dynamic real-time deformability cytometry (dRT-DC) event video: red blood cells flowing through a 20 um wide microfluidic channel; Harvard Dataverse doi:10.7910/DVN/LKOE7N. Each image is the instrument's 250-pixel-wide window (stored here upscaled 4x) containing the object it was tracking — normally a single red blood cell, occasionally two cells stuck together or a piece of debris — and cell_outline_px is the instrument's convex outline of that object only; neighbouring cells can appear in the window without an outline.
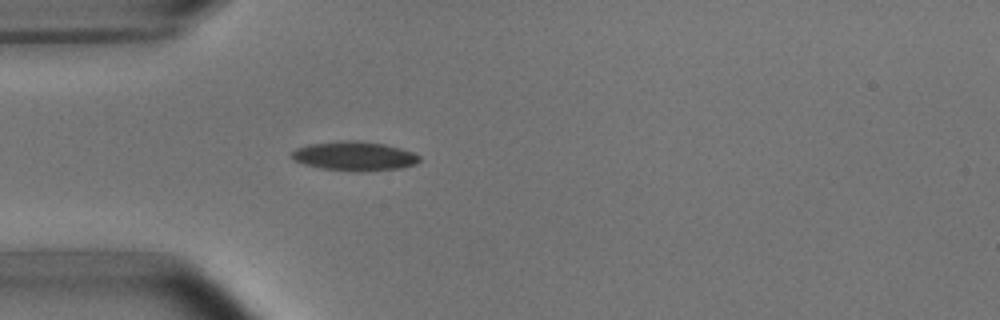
{"species": "common noctule bat (a hibernating species)", "species_latin": "Nyctalus noctula", "temperature_condition": "room temperature", "stored_images_in_passage": 4, "camera_frame_rate_fps": 3000, "um_per_image_px": 0.085, "animal": {"sex": "male", "body_mass_g": 15.6}, "frame": {"image": 1, "passage_image": 4, "time_ms": 3.667, "image_size_px": [1000, 320], "cell_outline_px": [[420, 160], [416, 164], [400, 168], [364, 172], [356, 172], [324, 168], [304, 164], [296, 160], [292, 156], [292, 152], [296, 148], [308, 144], [340, 140], [356, 140], [384, 144], [400, 148], [412, 152], [420, 156]], "centroid_in_image_um": [30.15, 13.26], "position_along_channel_um": 54.9, "area_um2": 21.73}}